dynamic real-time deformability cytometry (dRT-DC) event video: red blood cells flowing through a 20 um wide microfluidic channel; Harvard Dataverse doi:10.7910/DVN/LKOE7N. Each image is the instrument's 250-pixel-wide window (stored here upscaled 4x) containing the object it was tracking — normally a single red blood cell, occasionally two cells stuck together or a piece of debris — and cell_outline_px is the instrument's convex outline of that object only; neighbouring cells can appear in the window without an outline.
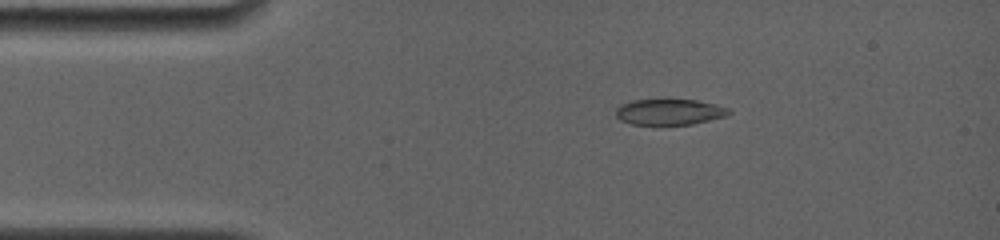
{"species": "common noctule bat (a hibernating species)", "species_latin": "Nyctalus noctula", "temperature_condition": "room temperature", "stored_images_in_passage": 42, "camera_frame_rate_fps": 4000, "um_per_image_px": 0.085, "animal": {"sex": "female", "body_mass_g": 19.0, "forearm_length_mm": 56.7}, "frame": {"image": 1, "passage_image": 4, "time_ms": 2.25, "image_size_px": [1000, 240], "cell_outline_px": [[732, 112], [728, 116], [692, 124], [632, 124], [620, 120], [616, 116], [616, 108], [620, 104], [632, 100], [664, 96], [668, 96], [696, 100], [716, 104], [728, 108]], "centroid_in_image_um": [56.89, 9.45], "position_along_channel_um": 28.1, "area_um2": 17.98}}
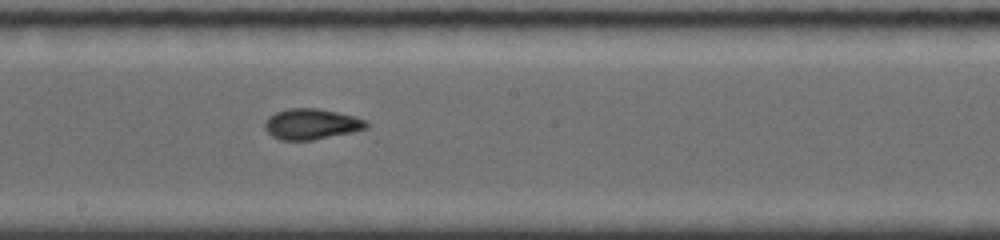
{"frame": {"image": 2, "passage_image": 20, "time_ms": 8.5, "image_size_px": [1000, 240], "cell_outline_px": [[368, 128], [352, 132], [312, 140], [280, 140], [272, 136], [264, 128], [264, 120], [268, 116], [276, 112], [288, 108], [316, 108], [336, 112], [368, 120]], "centroid_in_image_um": [26.44, 10.54], "position_along_channel_um": 221.8, "area_um2": 18.21}}
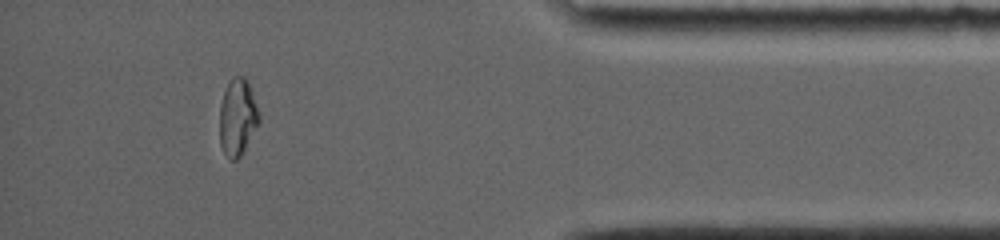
{"frame": {"image": 3, "passage_image": 37, "time_ms": 14.25, "image_size_px": [1000, 240], "cell_outline_px": [[260, 120], [240, 156], [236, 160], [228, 160], [220, 144], [220, 104], [224, 92], [232, 76], [244, 76], [248, 80], [260, 116]], "centroid_in_image_um": [20.18, 9.95], "position_along_channel_um": 415.0, "area_um2": 17.51}, "authors_computed_cell_mechanics": {"area_um2": 17.7735, "velocity_mm_per_s": 3.8163, "shape_relaxation_time_tau1_ms": 5.2349, "shape_relaxation_time_tau2_ms": 1.9842, "deformation_change_tau1": 0.1886, "deformation_change_tau2": 0.0695}}